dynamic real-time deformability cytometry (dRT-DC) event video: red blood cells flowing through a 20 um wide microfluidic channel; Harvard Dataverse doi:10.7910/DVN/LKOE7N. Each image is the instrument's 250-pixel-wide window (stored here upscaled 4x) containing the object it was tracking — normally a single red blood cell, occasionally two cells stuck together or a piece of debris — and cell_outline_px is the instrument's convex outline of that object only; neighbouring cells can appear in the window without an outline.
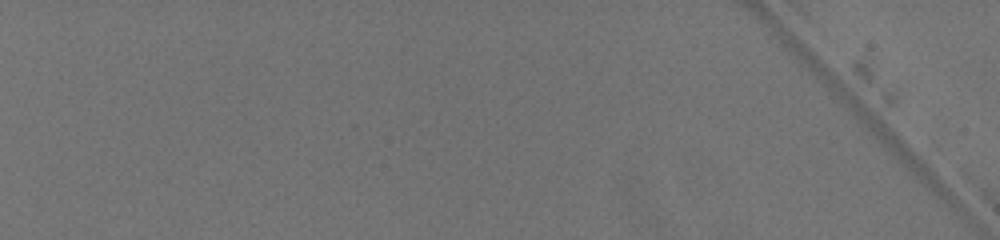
{"species": "common noctule bat (a hibernating species)", "species_latin": "Nyctalus noctula", "temperature_condition": "warm", "stored_images_in_passage": 1, "camera_frame_rate_fps": 3000, "um_per_image_px": 0.085, "animal": {"sex": "female", "body_mass_g": 19.5, "forearm_length_mm": 54.1}, "frame": {"image": 1, "passage_image": 1, "time_ms": 0.0, "image_size_px": [1000, 240], "cell_outline_px": [[944, 196], [928, 184], [880, 140], [856, 116], [852, 100], [852, 96], [880, 120], [924, 164], [944, 192]], "centroid_in_image_um": [76.04, 12.26], "position_along_channel_um": 9.0, "area_um2": 10.75}}